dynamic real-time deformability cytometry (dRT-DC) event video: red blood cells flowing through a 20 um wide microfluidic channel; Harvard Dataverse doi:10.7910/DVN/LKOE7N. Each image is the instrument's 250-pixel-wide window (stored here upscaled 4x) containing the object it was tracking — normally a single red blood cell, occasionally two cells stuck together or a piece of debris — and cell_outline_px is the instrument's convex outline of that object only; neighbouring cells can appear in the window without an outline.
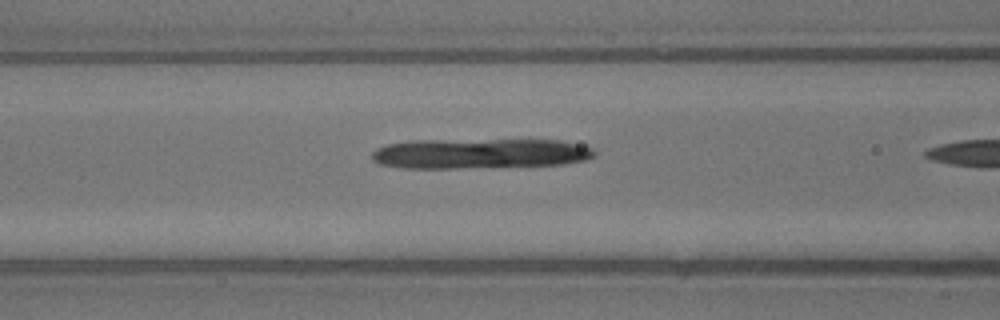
{"species": "common noctule bat (a hibernating species)", "species_latin": "Nyctalus noctula", "temperature_condition": "warm", "stored_images_in_passage": 14, "camera_frame_rate_fps": 3000, "um_per_image_px": 0.085, "animal": {"sex": "male", "body_mass_g": 13.3}, "frame": {"image": 1, "passage_image": 13, "time_ms": 4.0, "image_size_px": [1000, 320], "cell_outline_px": [[596, 152], [592, 156], [584, 160], [564, 164], [456, 168], [404, 168], [380, 164], [372, 160], [372, 152], [376, 148], [388, 144], [412, 140], [560, 140], [592, 148]], "centroid_in_image_um": [40.73, 13.05], "position_along_channel_um": 125.9, "area_um2": 38.84}}